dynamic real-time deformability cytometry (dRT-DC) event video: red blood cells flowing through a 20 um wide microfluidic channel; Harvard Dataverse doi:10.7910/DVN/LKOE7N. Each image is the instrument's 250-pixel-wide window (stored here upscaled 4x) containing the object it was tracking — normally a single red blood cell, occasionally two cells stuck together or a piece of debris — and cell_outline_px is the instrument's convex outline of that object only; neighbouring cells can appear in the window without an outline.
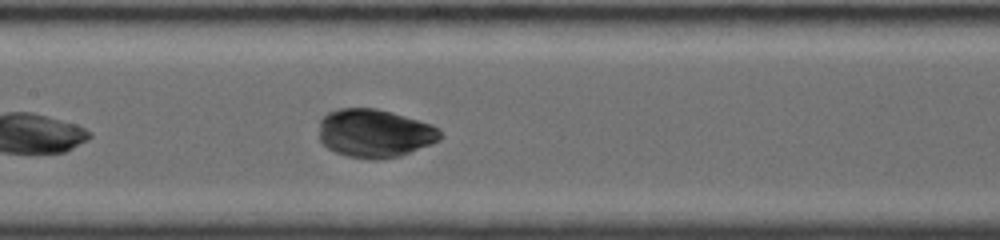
{"species": "common noctule bat (a hibernating species)", "species_latin": "Nyctalus noctula", "temperature_condition": "room temperature", "stored_images_in_passage": 15, "camera_frame_rate_fps": 4000, "um_per_image_px": 0.085, "animal": {"sex": "female", "body_mass_g": 19.0, "forearm_length_mm": 56.7}, "frame": {"image": 1, "passage_image": 5, "time_ms": 3.0, "image_size_px": [1000, 240], "cell_outline_px": [[444, 136], [440, 140], [432, 144], [400, 156], [348, 156], [336, 152], [328, 148], [320, 140], [320, 120], [328, 112], [340, 108], [376, 108], [392, 112], [432, 124], [440, 128]], "centroid_in_image_um": [31.9, 11.28], "position_along_channel_um": 175.5, "area_um2": 33.58}}